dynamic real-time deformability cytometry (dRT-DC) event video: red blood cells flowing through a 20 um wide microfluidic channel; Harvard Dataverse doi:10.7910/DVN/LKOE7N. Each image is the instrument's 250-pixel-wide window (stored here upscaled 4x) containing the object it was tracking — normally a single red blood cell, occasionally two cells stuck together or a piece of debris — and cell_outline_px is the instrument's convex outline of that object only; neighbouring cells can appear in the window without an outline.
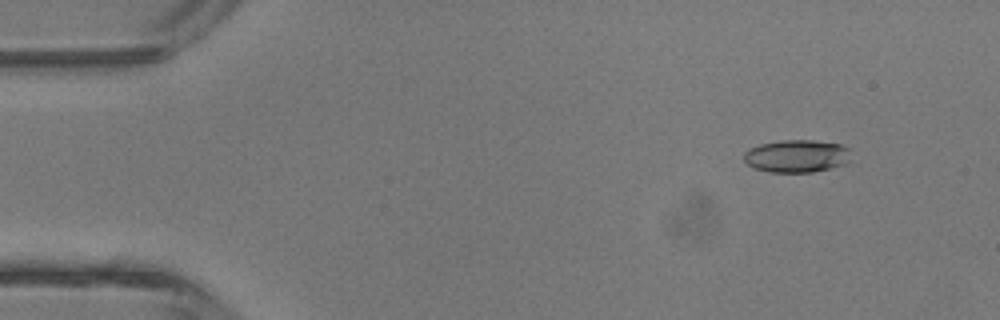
{"species": "common noctule bat (a hibernating species)", "species_latin": "Nyctalus noctula", "temperature_condition": "room temperature", "stored_images_in_passage": 4, "camera_frame_rate_fps": 3000, "um_per_image_px": 0.085, "animal": {"sex": "male", "body_mass_g": 13.3}, "frame": {"image": 1, "passage_image": 2, "time_ms": 1.0, "image_size_px": [1000, 320], "cell_outline_px": [[848, 160], [844, 164], [812, 172], [768, 172], [752, 168], [744, 160], [744, 152], [748, 148], [760, 144], [784, 140], [812, 140], [840, 144], [848, 148]], "centroid_in_image_um": [67.65, 13.26], "position_along_channel_um": 17.3, "area_um2": 20.23}}